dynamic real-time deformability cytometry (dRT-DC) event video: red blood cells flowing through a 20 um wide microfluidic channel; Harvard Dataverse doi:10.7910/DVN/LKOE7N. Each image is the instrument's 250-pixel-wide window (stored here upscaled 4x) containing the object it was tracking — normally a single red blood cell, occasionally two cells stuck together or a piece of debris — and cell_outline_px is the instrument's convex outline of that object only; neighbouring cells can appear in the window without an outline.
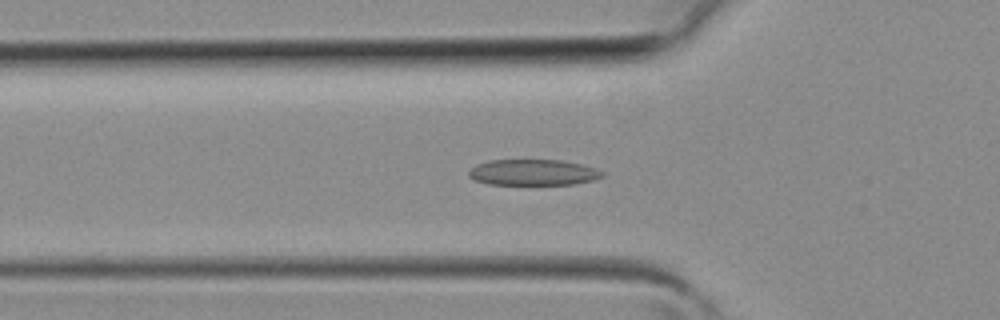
{"species": "common noctule bat (a hibernating species)", "species_latin": "Nyctalus noctula", "temperature_condition": "room temperature", "stored_images_in_passage": 32, "camera_frame_rate_fps": 3000, "um_per_image_px": 0.085, "animal": {"sex": "female", "body_mass_g": 19.3, "forearm_length_mm": 54.1}, "frame": {"image": 1, "passage_image": 8, "time_ms": 2.333, "image_size_px": [1000, 320], "cell_outline_px": [[604, 176], [596, 180], [576, 184], [488, 184], [476, 180], [468, 176], [468, 172], [476, 164], [488, 160], [560, 160], [580, 164], [596, 168], [604, 172]], "centroid_in_image_um": [45.35, 14.65], "position_along_channel_um": 80.5, "area_um2": 20.23}}
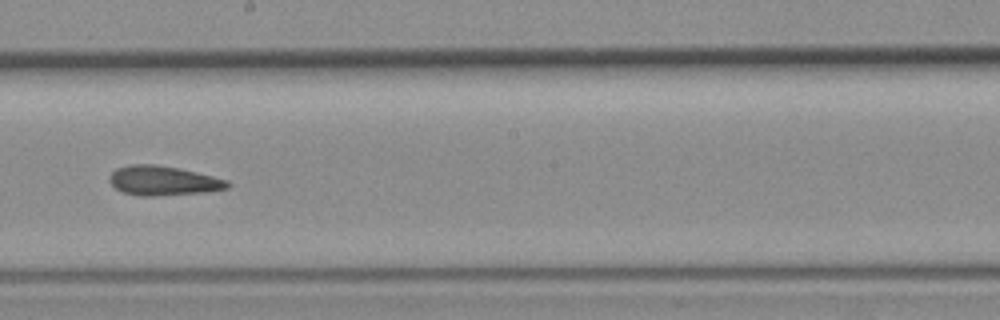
{"frame": {"image": 2, "passage_image": 17, "time_ms": 5.333, "image_size_px": [1000, 320], "cell_outline_px": [[232, 184], [228, 188], [204, 192], [152, 196], [140, 196], [124, 192], [116, 188], [108, 180], [112, 172], [116, 168], [132, 164], [152, 164], [176, 168], [196, 172], [228, 180]], "centroid_in_image_um": [13.87, 15.36], "position_along_channel_um": 234.3, "area_um2": 20.06}}
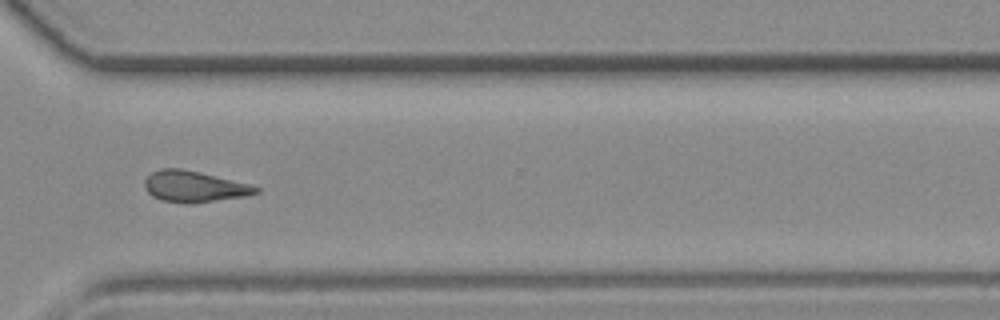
{"frame": {"image": 3, "passage_image": 24, "time_ms": 7.667, "image_size_px": [1000, 320], "cell_outline_px": [[260, 192], [244, 196], [192, 204], [188, 204], [160, 200], [152, 196], [144, 188], [144, 180], [152, 172], [160, 168], [180, 168], [200, 172], [248, 184], [260, 188]], "centroid_in_image_um": [16.46, 15.86], "position_along_channel_um": 354.1, "area_um2": 20.17}}